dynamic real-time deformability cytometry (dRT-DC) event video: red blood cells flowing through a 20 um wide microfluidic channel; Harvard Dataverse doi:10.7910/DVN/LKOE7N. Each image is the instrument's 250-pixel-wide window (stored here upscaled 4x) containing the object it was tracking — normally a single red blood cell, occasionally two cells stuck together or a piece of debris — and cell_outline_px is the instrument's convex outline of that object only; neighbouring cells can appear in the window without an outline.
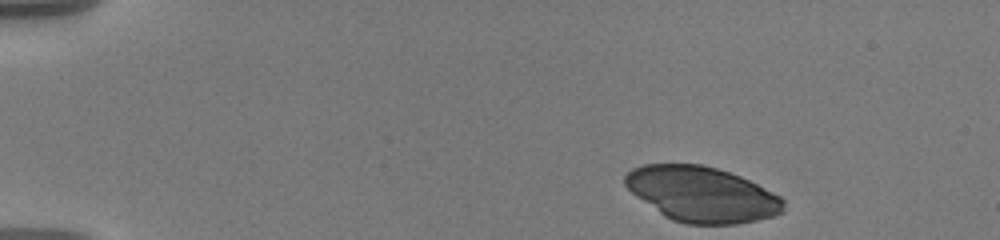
{"species": "human", "species_latin": "Homo sapiens", "temperature_condition": "warm", "stored_images_in_passage": 49, "camera_frame_rate_fps": 3000, "um_per_image_px": 0.085, "donor": {"sex": "male"}, "frame": {"image": 1, "passage_image": 1, "time_ms": 0.0, "image_size_px": [1000, 240], "cell_outline_px": [[784, 212], [772, 216], [756, 220], [736, 224], [688, 224], [672, 220], [664, 216], [636, 196], [624, 184], [624, 176], [632, 168], [644, 164], [704, 164], [740, 176], [780, 196], [784, 200]], "centroid_in_image_um": [59.64, 16.51], "position_along_channel_um": 25.4, "area_um2": 50.81}}
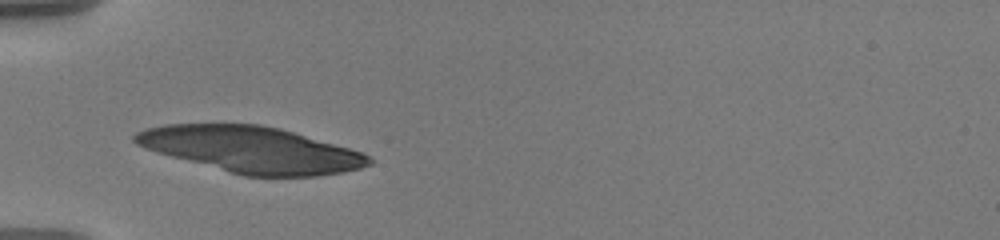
{"frame": {"image": 2, "passage_image": 12, "time_ms": 3.667, "image_size_px": [1000, 240], "cell_outline_px": [[372, 164], [360, 168], [344, 172], [316, 176], [244, 176], [156, 152], [136, 144], [132, 140], [132, 136], [136, 132], [144, 128], [164, 124], [260, 124], [280, 128], [364, 152], [372, 156]], "centroid_in_image_um": [21.37, 12.71], "position_along_channel_um": 63.6, "area_um2": 62.89}}